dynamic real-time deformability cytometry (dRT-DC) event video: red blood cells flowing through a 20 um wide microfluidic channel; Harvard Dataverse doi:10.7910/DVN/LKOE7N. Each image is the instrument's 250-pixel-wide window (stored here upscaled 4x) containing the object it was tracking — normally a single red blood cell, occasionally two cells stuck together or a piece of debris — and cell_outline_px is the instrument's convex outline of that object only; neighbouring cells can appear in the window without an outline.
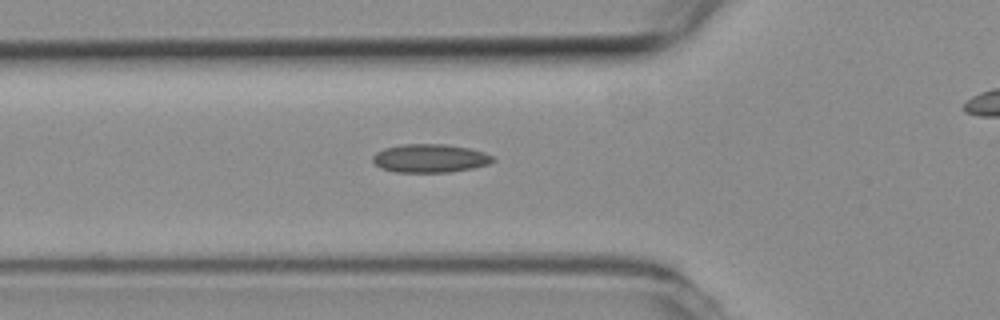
{"species": "common noctule bat (a hibernating species)", "species_latin": "Nyctalus noctula", "temperature_condition": "room temperature", "stored_images_in_passage": 37, "camera_frame_rate_fps": 3000, "um_per_image_px": 0.085, "animal": {"sex": "female", "body_mass_g": 19.3, "forearm_length_mm": 54.1}, "frame": {"image": 1, "passage_image": 9, "time_ms": 2.667, "image_size_px": [1000, 320], "cell_outline_px": [[496, 160], [488, 164], [472, 168], [452, 172], [396, 172], [380, 168], [372, 160], [372, 156], [376, 152], [384, 148], [404, 144], [444, 144], [468, 148], [484, 152], [492, 156]], "centroid_in_image_um": [36.54, 13.46], "position_along_channel_um": 89.3, "area_um2": 19.88}}
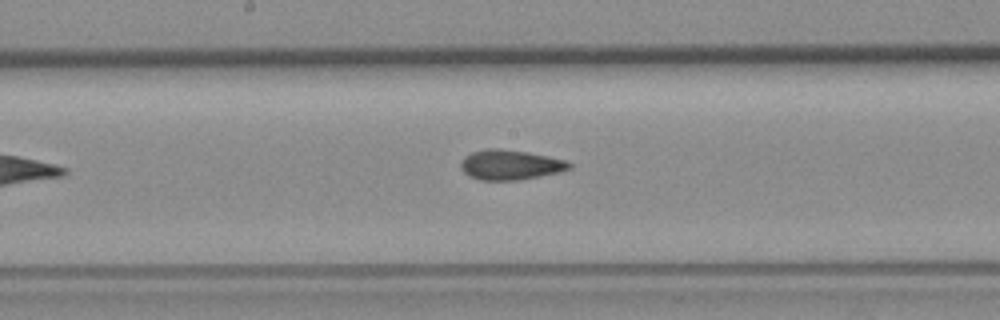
{"frame": {"image": 2, "passage_image": 18, "time_ms": 5.667, "image_size_px": [1000, 320], "cell_outline_px": [[572, 168], [540, 176], [516, 180], [480, 180], [468, 176], [460, 168], [460, 164], [464, 156], [472, 152], [488, 148], [500, 148], [528, 152], [548, 156], [564, 160], [572, 164]], "centroid_in_image_um": [43.33, 14.0], "position_along_channel_um": 204.9, "area_um2": 18.9}}
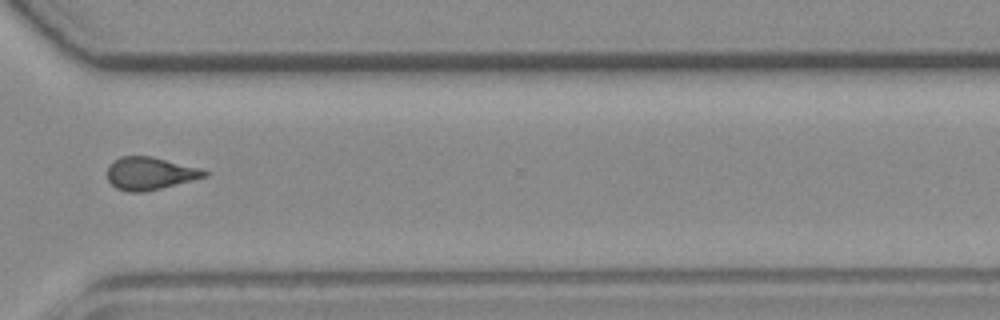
{"frame": {"image": 3, "passage_image": 30, "time_ms": 9.667, "image_size_px": [1000, 320], "cell_outline_px": [[208, 176], [144, 192], [128, 192], [116, 188], [108, 180], [108, 168], [120, 156], [152, 156], [200, 168], [208, 172]], "centroid_in_image_um": [12.75, 14.74], "position_along_channel_um": 357.8, "area_um2": 18.26}, "authors_computed_cell_mechanics": {"area_um2": 18.7272, "velocity_mm_per_s": 3.8312, "shape_relaxation_time_tau1_ms": null, "shape_relaxation_time_tau2_ms": 1.6221, "deformation_change_tau1": null, "deformation_change_tau2": 0.0865}}